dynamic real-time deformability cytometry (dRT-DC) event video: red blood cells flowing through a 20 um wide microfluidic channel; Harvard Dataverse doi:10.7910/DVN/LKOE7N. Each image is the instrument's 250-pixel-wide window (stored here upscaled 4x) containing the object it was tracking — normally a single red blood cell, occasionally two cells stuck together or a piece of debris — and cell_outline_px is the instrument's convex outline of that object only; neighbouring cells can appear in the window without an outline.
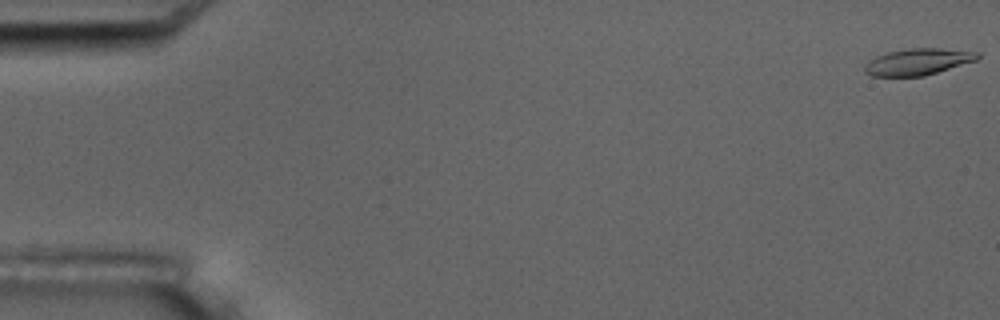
{"species": "common noctule bat (a hibernating species)", "species_latin": "Nyctalus noctula", "temperature_condition": "room temperature", "stored_images_in_passage": 6, "camera_frame_rate_fps": 3000, "um_per_image_px": 0.085, "animal": {"sex": "male", "body_mass_g": 17.5, "forearm_length_mm": 52.3}, "frame": {"image": 1, "passage_image": 1, "time_ms": 0.0, "image_size_px": [1000, 320], "cell_outline_px": [[980, 56], [976, 60], [924, 76], [872, 76], [864, 72], [864, 68], [876, 56], [888, 52], [912, 48], [940, 48], [980, 52]], "centroid_in_image_um": [78.05, 5.25], "position_along_channel_um": 6.9, "area_um2": 17.17}}